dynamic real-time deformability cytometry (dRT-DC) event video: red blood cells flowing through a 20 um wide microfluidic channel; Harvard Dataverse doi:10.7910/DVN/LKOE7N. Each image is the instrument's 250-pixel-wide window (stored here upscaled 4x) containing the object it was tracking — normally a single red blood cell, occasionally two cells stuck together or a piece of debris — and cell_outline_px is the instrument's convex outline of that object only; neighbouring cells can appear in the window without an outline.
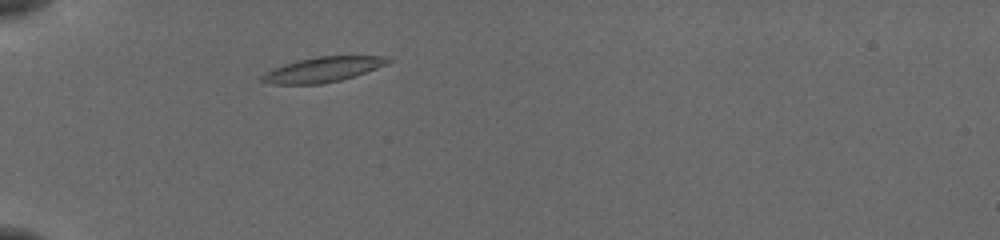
{"species": "common noctule bat (a hibernating species)", "species_latin": "Nyctalus noctula", "temperature_condition": "cold", "stored_images_in_passage": 39, "camera_frame_rate_fps": 3000, "um_per_image_px": 0.085, "animal": {"sex": "female", "body_mass_g": 19.5, "forearm_length_mm": 54.1}, "frame": {"image": 1, "passage_image": 2, "time_ms": 0.333, "image_size_px": [1000, 240], "cell_outline_px": [[392, 60], [376, 68], [340, 80], [324, 84], [272, 84], [260, 80], [260, 76], [272, 68], [284, 64], [316, 56], [384, 56]], "centroid_in_image_um": [27.37, 5.91], "position_along_channel_um": 57.6, "area_um2": 18.09}}
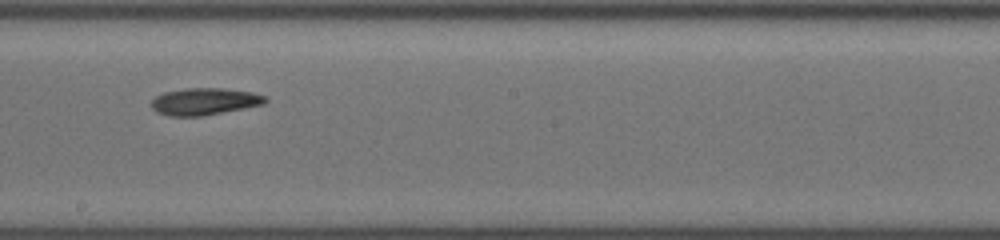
{"frame": {"image": 2, "passage_image": 17, "time_ms": 5.333, "image_size_px": [1000, 240], "cell_outline_px": [[268, 100], [264, 104], [200, 116], [172, 116], [156, 112], [152, 108], [152, 100], [156, 96], [164, 92], [184, 88], [224, 88], [252, 92], [268, 96]], "centroid_in_image_um": [17.39, 8.61], "position_along_channel_um": 230.8, "area_um2": 17.86}}
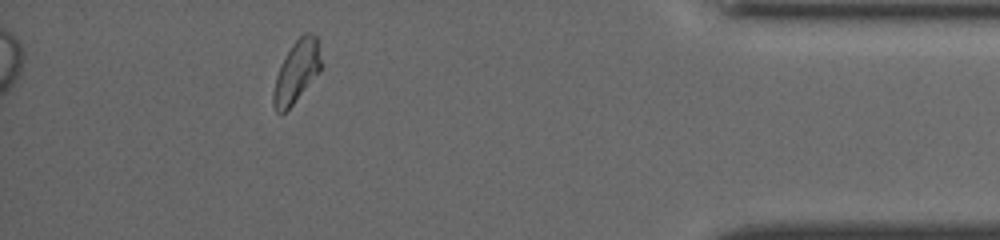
{"frame": {"image": 3, "passage_image": 34, "time_ms": 11.0, "image_size_px": [1000, 240], "cell_outline_px": [[320, 72], [292, 104], [280, 116], [276, 112], [272, 104], [272, 92], [276, 76], [280, 64], [292, 44], [304, 32], [308, 32], [316, 36], [320, 60]], "centroid_in_image_um": [25.16, 6.12], "position_along_channel_um": 410.0, "area_um2": 17.05}, "authors_computed_cell_mechanics": {"area_um2": 17.6868, "velocity_mm_per_s": 3.8308, "shape_relaxation_time_tau1_ms": 3.7753, "shape_relaxation_time_tau2_ms": null, "deformation_change_tau1": 0.1569, "deformation_change_tau2": null}}